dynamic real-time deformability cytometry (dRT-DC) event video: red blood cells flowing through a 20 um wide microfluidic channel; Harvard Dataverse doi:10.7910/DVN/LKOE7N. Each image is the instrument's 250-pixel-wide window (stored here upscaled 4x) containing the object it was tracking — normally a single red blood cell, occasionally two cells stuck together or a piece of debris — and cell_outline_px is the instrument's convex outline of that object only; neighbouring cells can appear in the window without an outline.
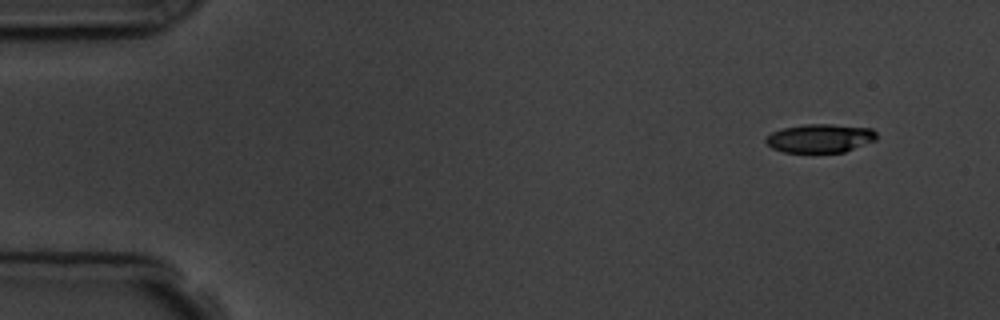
{"species": "common noctule bat (a hibernating species)", "species_latin": "Nyctalus noctula", "temperature_condition": "room temperature", "stored_images_in_passage": 4, "camera_frame_rate_fps": 3000, "um_per_image_px": 0.085, "animal": {"sex": "male", "body_mass_g": 19.5, "forearm_length_mm": 54.6}, "frame": {"image": 1, "passage_image": 1, "time_ms": 0.0, "image_size_px": [1000, 320], "cell_outline_px": [[876, 140], [844, 152], [784, 152], [772, 148], [764, 140], [772, 132], [784, 128], [804, 124], [832, 124], [872, 128], [876, 132]], "centroid_in_image_um": [69.72, 11.75], "position_along_channel_um": 15.3, "area_um2": 18.38}}
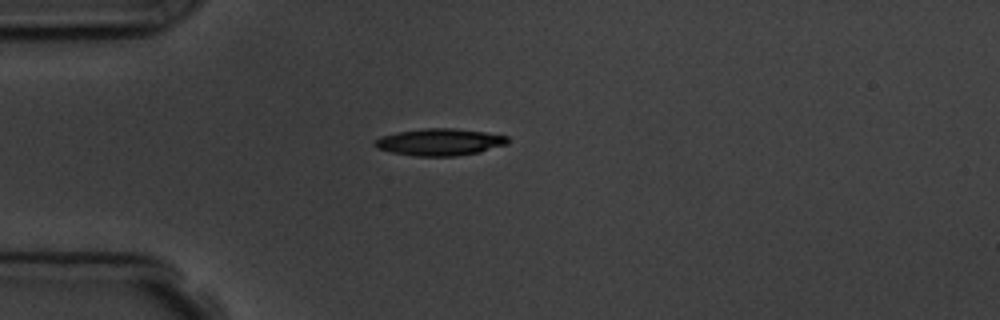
{"frame": {"image": 2, "passage_image": 4, "time_ms": 3.333, "image_size_px": [1000, 320], "cell_outline_px": [[508, 144], [480, 152], [456, 156], [416, 156], [392, 152], [376, 148], [372, 144], [372, 140], [380, 136], [400, 132], [424, 128], [452, 128], [484, 132], [508, 136]], "centroid_in_image_um": [37.35, 12.08], "position_along_channel_um": 47.7, "area_um2": 20.92}}